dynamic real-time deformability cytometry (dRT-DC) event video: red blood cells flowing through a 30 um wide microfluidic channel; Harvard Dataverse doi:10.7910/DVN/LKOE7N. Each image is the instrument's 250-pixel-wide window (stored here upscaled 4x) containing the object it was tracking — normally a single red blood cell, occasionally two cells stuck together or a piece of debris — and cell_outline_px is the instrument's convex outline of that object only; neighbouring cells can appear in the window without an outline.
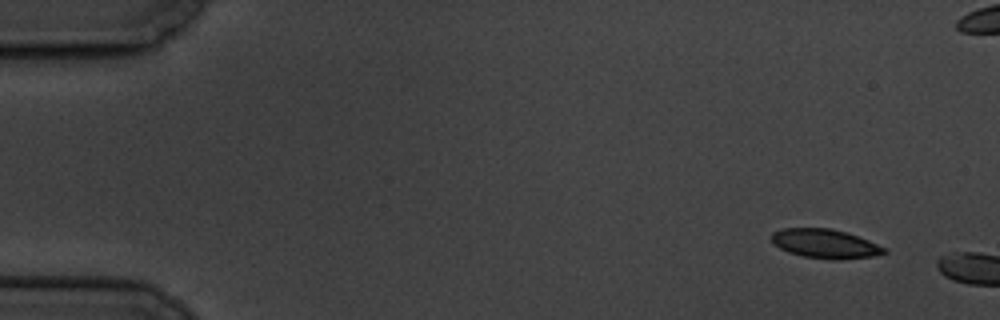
{"species": "common noctule bat (a hibernating species)", "species_latin": "Nyctalus noctula", "temperature_condition": "cold", "stored_images_in_passage": 2, "camera_frame_rate_fps": 3000, "um_per_image_px": 0.085, "animal": {"sex": "male", "body_mass_g": 19.5, "forearm_length_mm": 54.6}, "frame": {"image": 1, "passage_image": 1, "time_ms": 0.0, "image_size_px": [1000, 320], "cell_outline_px": [[888, 252], [872, 256], [832, 260], [804, 256], [788, 252], [780, 248], [772, 240], [772, 232], [784, 228], [832, 228], [868, 240], [884, 248]], "centroid_in_image_um": [70.11, 20.71], "position_along_channel_um": 14.9, "area_um2": 18.73}}